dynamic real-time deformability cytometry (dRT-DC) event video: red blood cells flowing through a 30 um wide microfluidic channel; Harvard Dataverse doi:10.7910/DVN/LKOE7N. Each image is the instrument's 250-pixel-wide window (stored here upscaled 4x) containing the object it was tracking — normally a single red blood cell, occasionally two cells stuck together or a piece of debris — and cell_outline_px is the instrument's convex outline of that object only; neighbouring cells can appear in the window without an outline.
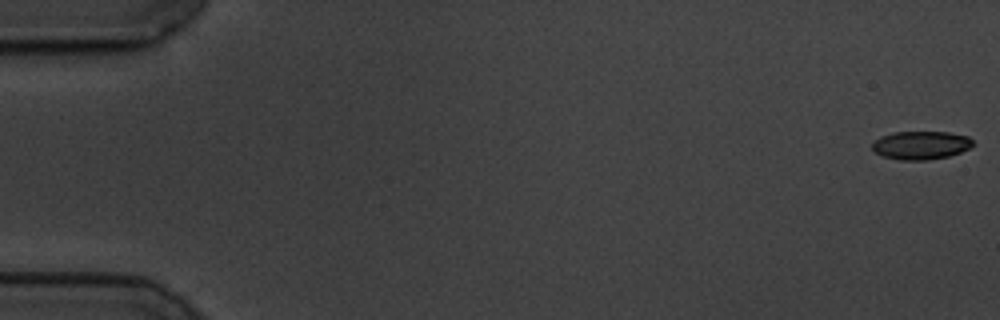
{"species": "common noctule bat (a hibernating species)", "species_latin": "Nyctalus noctula", "temperature_condition": "cold", "stored_images_in_passage": 8, "camera_frame_rate_fps": 3000, "um_per_image_px": 0.085, "animal": {"sex": "male", "body_mass_g": 19.5, "forearm_length_mm": 54.6}, "frame": {"image": 1, "passage_image": 1, "time_ms": 0.0, "image_size_px": [1000, 320], "cell_outline_px": [[976, 144], [960, 152], [948, 156], [928, 160], [900, 160], [884, 156], [876, 152], [872, 148], [872, 140], [880, 136], [892, 132], [948, 132], [968, 136]], "centroid_in_image_um": [78.26, 12.33], "position_along_channel_um": 6.7, "area_um2": 16.7}}